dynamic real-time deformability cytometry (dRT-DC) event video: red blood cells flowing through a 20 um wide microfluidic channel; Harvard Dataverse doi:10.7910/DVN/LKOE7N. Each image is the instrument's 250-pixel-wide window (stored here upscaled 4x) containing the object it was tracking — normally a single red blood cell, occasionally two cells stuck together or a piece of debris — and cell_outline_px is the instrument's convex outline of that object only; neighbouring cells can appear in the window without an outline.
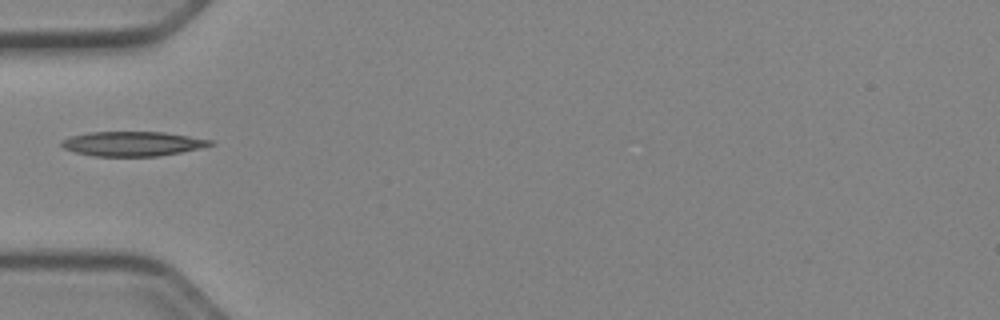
{"species": "Egyptian fruit bat (a non-hibernating species)", "species_latin": "Rousettus aegyptiacus", "temperature_condition": "cold", "stored_images_in_passage": 21, "camera_frame_rate_fps": 3000, "um_per_image_px": 0.085, "animal": {"sex": "female"}, "frame": {"image": 1, "passage_image": 1, "time_ms": 0.0, "image_size_px": [1000, 320], "cell_outline_px": [[216, 144], [200, 148], [180, 152], [156, 156], [92, 156], [76, 152], [64, 148], [60, 144], [60, 140], [72, 136], [88, 132], [164, 132], [212, 140]], "centroid_in_image_um": [11.25, 12.21], "position_along_channel_um": 73.7, "area_um2": 21.21}}
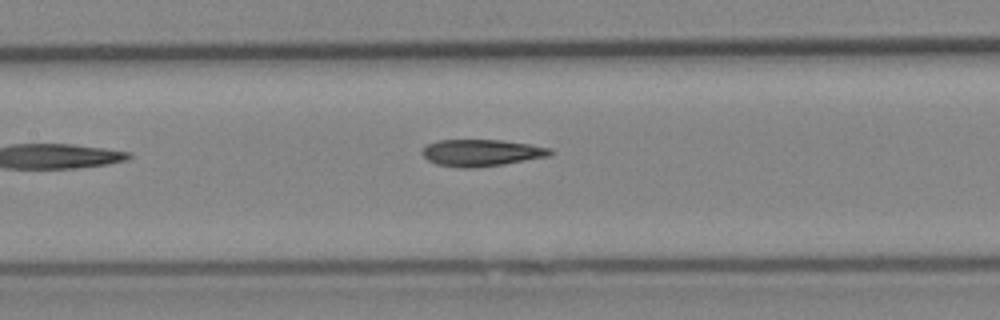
{"frame": {"image": 2, "passage_image": 8, "time_ms": 2.333, "image_size_px": [1000, 320], "cell_outline_px": [[552, 152], [548, 156], [504, 164], [472, 168], [460, 168], [436, 164], [428, 160], [420, 152], [428, 144], [440, 140], [504, 140], [552, 148]], "centroid_in_image_um": [40.91, 12.99], "position_along_channel_um": 166.5, "area_um2": 19.88}}
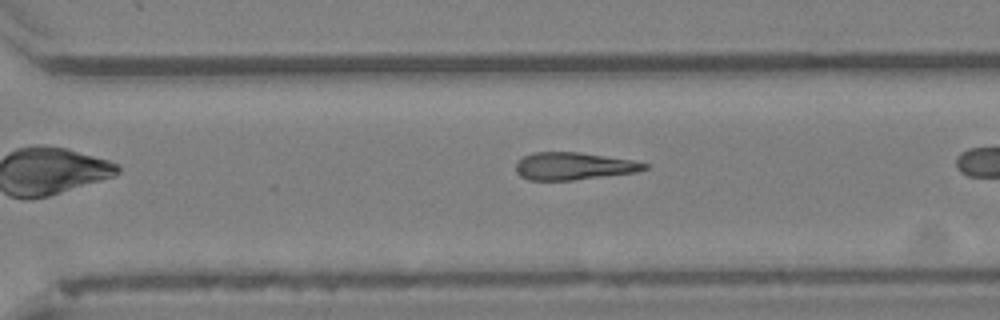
{"frame": {"image": 3, "passage_image": 17, "time_ms": 5.333, "image_size_px": [1000, 320], "cell_outline_px": [[648, 168], [636, 172], [572, 180], [528, 180], [520, 176], [516, 172], [516, 160], [532, 152], [580, 152], [632, 160], [648, 164]], "centroid_in_image_um": [48.71, 14.11], "position_along_channel_um": 321.9, "area_um2": 20.58}}